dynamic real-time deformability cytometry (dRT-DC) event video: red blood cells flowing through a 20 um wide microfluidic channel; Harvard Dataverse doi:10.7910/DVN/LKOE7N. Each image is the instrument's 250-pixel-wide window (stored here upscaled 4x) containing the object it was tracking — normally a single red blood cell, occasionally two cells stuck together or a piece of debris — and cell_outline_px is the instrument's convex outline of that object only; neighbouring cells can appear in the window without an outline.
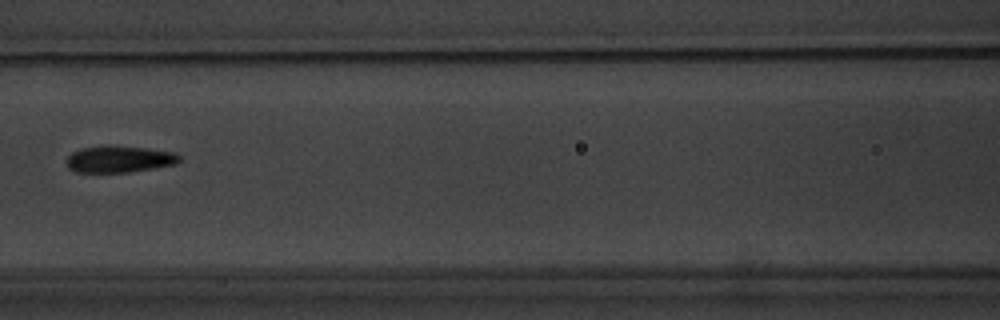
{"species": "common noctule bat (a hibernating species)", "species_latin": "Nyctalus noctula", "temperature_condition": "warm", "stored_images_in_passage": 4, "camera_frame_rate_fps": 3000, "um_per_image_px": 0.085, "animal": {"sex": "male", "body_mass_g": 20.1, "forearm_length_mm": 53.5}, "frame": {"image": 1, "passage_image": 3, "time_ms": 2.333, "image_size_px": [1000, 320], "cell_outline_px": [[180, 160], [176, 164], [128, 172], [76, 172], [68, 168], [68, 156], [72, 152], [80, 148], [108, 144], [112, 144], [148, 148], [176, 152], [180, 156]], "centroid_in_image_um": [10.14, 13.5], "position_along_channel_um": 156.5, "area_um2": 17.8}}
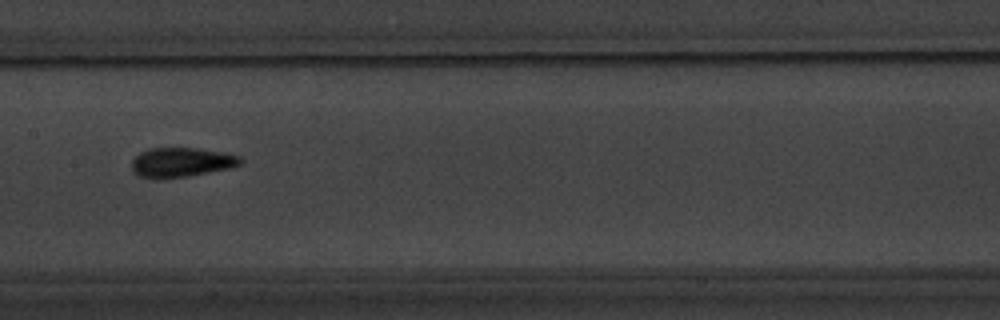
{"frame": {"image": 2, "passage_image": 4, "time_ms": 3.333, "image_size_px": [1000, 320], "cell_outline_px": [[244, 160], [240, 164], [228, 168], [188, 176], [160, 180], [152, 180], [136, 176], [132, 172], [132, 160], [140, 152], [148, 148], [196, 148], [224, 152], [240, 156]], "centroid_in_image_um": [15.35, 13.82], "position_along_channel_um": 192.1, "area_um2": 19.07}}